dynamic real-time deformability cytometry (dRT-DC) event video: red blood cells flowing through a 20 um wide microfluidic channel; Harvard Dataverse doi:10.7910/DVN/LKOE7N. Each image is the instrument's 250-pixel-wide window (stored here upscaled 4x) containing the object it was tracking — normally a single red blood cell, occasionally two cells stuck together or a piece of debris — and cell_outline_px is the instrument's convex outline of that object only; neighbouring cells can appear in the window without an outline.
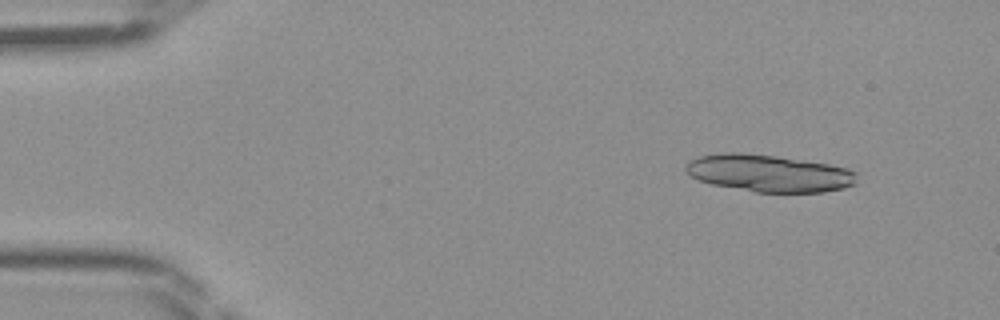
{"species": "Egyptian fruit bat (a non-hibernating species)", "species_latin": "Rousettus aegyptiacus", "temperature_condition": "room temperature", "stored_images_in_passage": 46, "camera_frame_rate_fps": 3000, "um_per_image_px": 0.085, "frame": {"image": 1, "passage_image": 5, "time_ms": 1.333, "image_size_px": [1000, 320], "cell_outline_px": [[856, 184], [844, 188], [824, 192], [752, 192], [712, 184], [700, 180], [692, 176], [684, 168], [692, 160], [700, 156], [720, 152], [740, 152], [776, 156], [828, 164], [848, 168], [856, 172]], "centroid_in_image_um": [65.39, 14.73], "position_along_channel_um": 19.6, "area_um2": 36.99}}
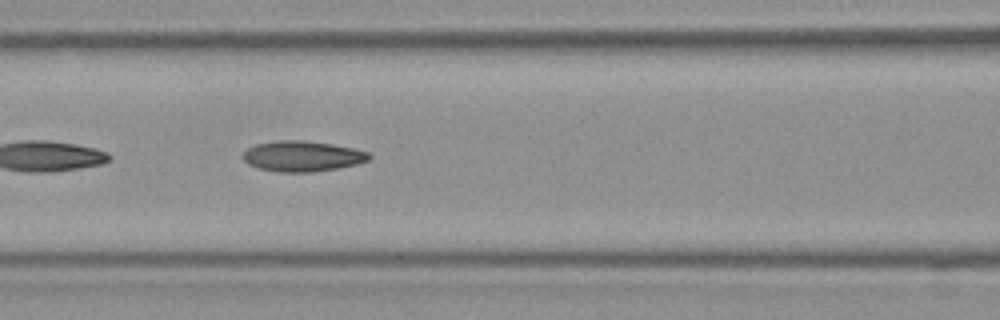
{"frame": {"image": 2, "passage_image": 20, "time_ms": 6.333, "image_size_px": [1000, 320], "cell_outline_px": [[372, 156], [368, 160], [356, 164], [336, 168], [312, 172], [276, 172], [256, 168], [248, 164], [240, 156], [248, 148], [256, 144], [280, 140], [304, 140], [332, 144], [352, 148], [368, 152]], "centroid_in_image_um": [25.65, 13.28], "position_along_channel_um": 140.9, "area_um2": 22.48}}
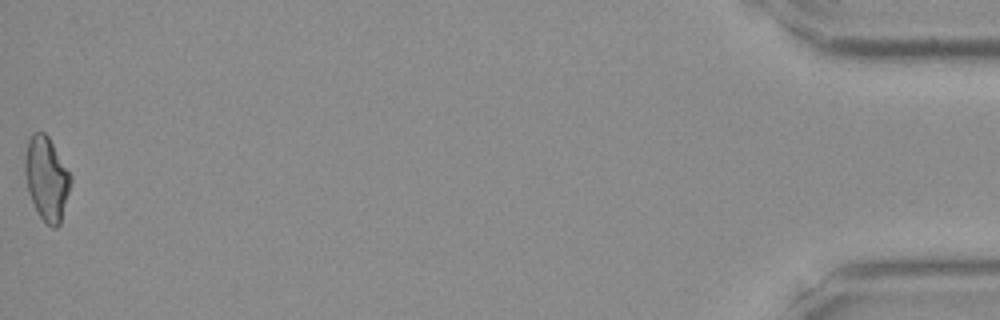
{"frame": {"image": 3, "passage_image": 46, "time_ms": 15.0, "image_size_px": [1000, 320], "cell_outline_px": [[72, 180], [60, 224], [56, 228], [52, 228], [40, 216], [28, 192], [24, 172], [24, 160], [28, 140], [32, 132], [44, 132], [48, 136], [72, 176]], "centroid_in_image_um": [3.96, 15.16], "position_along_channel_um": 431.2, "area_um2": 22.2}}